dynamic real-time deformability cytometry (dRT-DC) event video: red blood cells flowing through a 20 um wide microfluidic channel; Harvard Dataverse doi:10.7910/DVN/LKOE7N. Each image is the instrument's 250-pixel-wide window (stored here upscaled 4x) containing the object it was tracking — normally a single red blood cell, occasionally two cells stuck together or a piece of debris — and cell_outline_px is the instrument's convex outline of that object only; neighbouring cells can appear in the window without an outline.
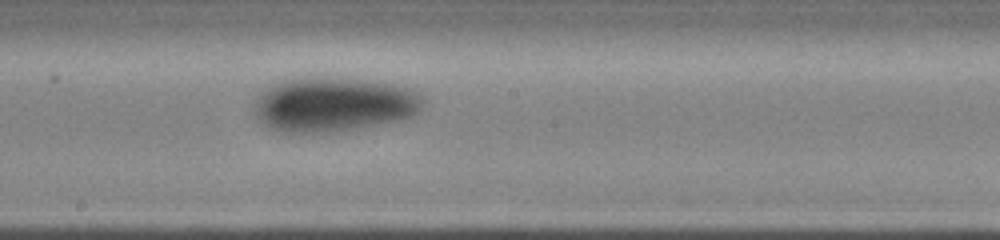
{"species": "human", "species_latin": "Homo sapiens", "temperature_condition": "cold", "stored_images_in_passage": 8, "camera_frame_rate_fps": 3000, "um_per_image_px": 0.085, "donor": {"sex": "male"}, "frame": {"image": 1, "passage_image": 8, "time_ms": 6.667, "image_size_px": [1000, 240], "cell_outline_px": [[424, 100], [420, 108], [412, 116], [396, 120], [332, 132], [284, 132], [272, 128], [264, 124], [252, 112], [256, 96], [260, 92], [272, 84], [280, 80], [292, 76], [340, 76], [372, 80], [396, 84], [420, 92]], "centroid_in_image_um": [28.3, 8.81], "position_along_channel_um": 219.9, "area_um2": 54.45}}